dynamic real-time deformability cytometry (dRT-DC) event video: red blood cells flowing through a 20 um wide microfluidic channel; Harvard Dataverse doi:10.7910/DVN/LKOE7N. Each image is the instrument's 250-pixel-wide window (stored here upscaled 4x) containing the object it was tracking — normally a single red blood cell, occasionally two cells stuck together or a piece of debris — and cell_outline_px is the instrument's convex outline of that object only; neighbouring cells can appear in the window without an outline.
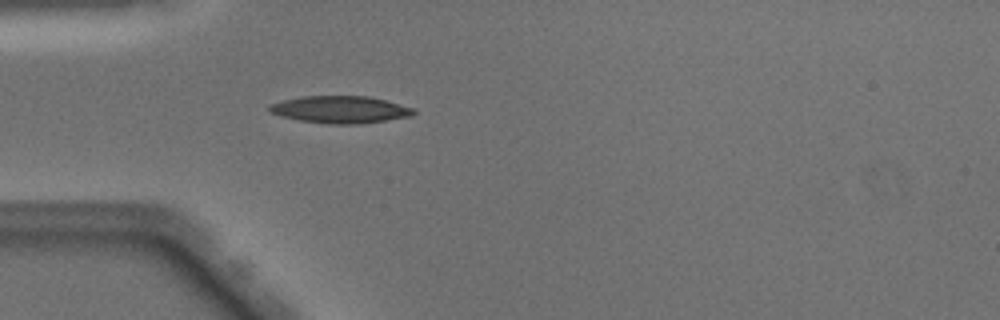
{"species": "Egyptian fruit bat (a non-hibernating species)", "species_latin": "Rousettus aegyptiacus", "temperature_condition": "warm", "stored_images_in_passage": 40, "camera_frame_rate_fps": 3000, "um_per_image_px": 0.085, "animal": {"sex": "male"}, "frame": {"image": 1, "passage_image": 5, "time_ms": 1.333, "image_size_px": [1000, 320], "cell_outline_px": [[416, 112], [412, 116], [360, 124], [328, 124], [300, 120], [280, 116], [268, 112], [268, 108], [272, 104], [284, 100], [300, 96], [368, 96], [416, 108]], "centroid_in_image_um": [28.94, 9.31], "position_along_channel_um": 56.1, "area_um2": 22.89}}
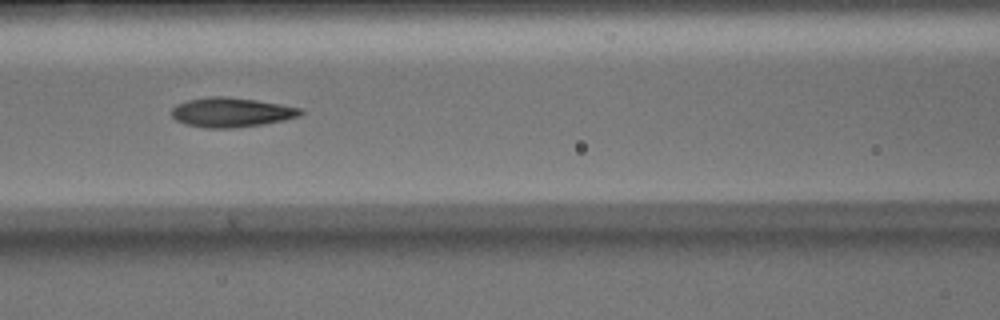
{"frame": {"image": 2, "passage_image": 12, "time_ms": 3.667, "image_size_px": [1000, 320], "cell_outline_px": [[304, 112], [300, 116], [284, 120], [264, 124], [236, 128], [204, 128], [184, 124], [176, 120], [172, 116], [172, 108], [176, 104], [188, 100], [208, 96], [228, 96], [256, 100], [280, 104], [300, 108]], "centroid_in_image_um": [19.65, 9.55], "position_along_channel_um": 147.0, "area_um2": 22.37}}
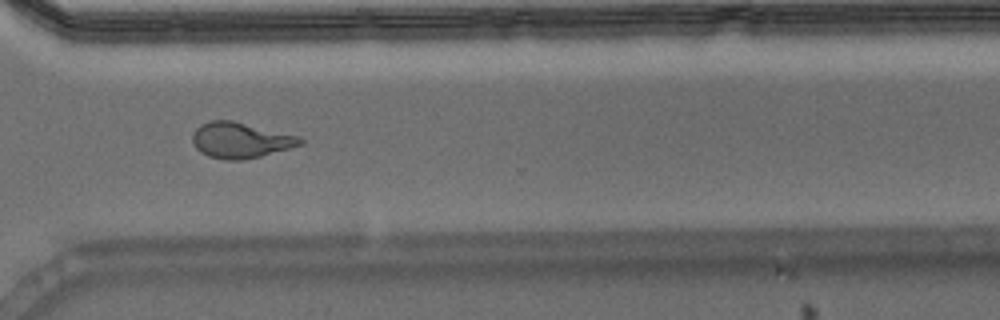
{"frame": {"image": 3, "passage_image": 27, "time_ms": 8.667, "image_size_px": [1000, 320], "cell_outline_px": [[304, 144], [260, 156], [240, 160], [228, 160], [208, 156], [200, 152], [192, 144], [192, 136], [196, 128], [200, 124], [212, 120], [232, 120], [300, 136], [304, 140]], "centroid_in_image_um": [20.43, 11.91], "position_along_channel_um": 350.2, "area_um2": 22.43}, "authors_computed_cell_mechanics": {"area_um2": 22.0796, "velocity_mm_per_s": 4.0727, "shape_relaxation_time_tau1_ms": null, "shape_relaxation_time_tau2_ms": 1.2412, "deformation_change_tau1": null, "deformation_change_tau2": 0.0975}}